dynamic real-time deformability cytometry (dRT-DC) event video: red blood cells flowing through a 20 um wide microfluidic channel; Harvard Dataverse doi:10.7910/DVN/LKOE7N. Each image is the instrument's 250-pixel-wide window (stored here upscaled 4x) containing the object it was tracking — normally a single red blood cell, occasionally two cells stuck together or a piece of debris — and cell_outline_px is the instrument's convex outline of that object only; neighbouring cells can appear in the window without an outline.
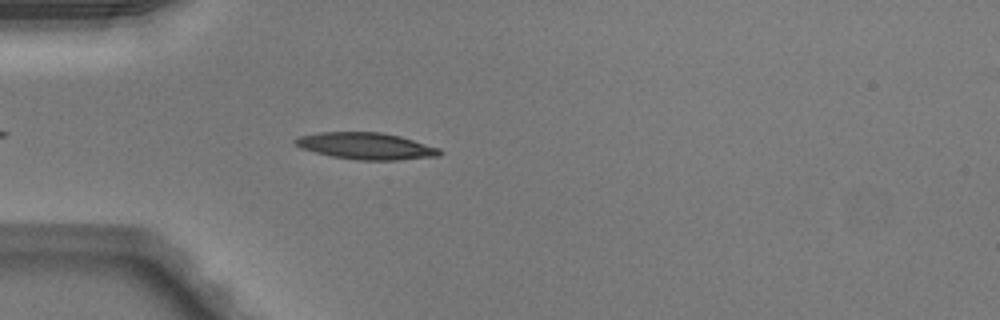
{"species": "Egyptian fruit bat (a non-hibernating species)", "species_latin": "Rousettus aegyptiacus", "temperature_condition": "warm", "stored_images_in_passage": 40, "camera_frame_rate_fps": 3000, "um_per_image_px": 0.085, "animal": {"sex": "male"}, "frame": {"image": 1, "passage_image": 5, "time_ms": 1.333, "image_size_px": [1000, 320], "cell_outline_px": [[444, 152], [440, 156], [396, 160], [356, 160], [332, 156], [300, 148], [292, 144], [292, 140], [300, 136], [320, 132], [380, 132], [400, 136], [440, 148]], "centroid_in_image_um": [31.11, 12.41], "position_along_channel_um": 53.9, "area_um2": 22.6}}
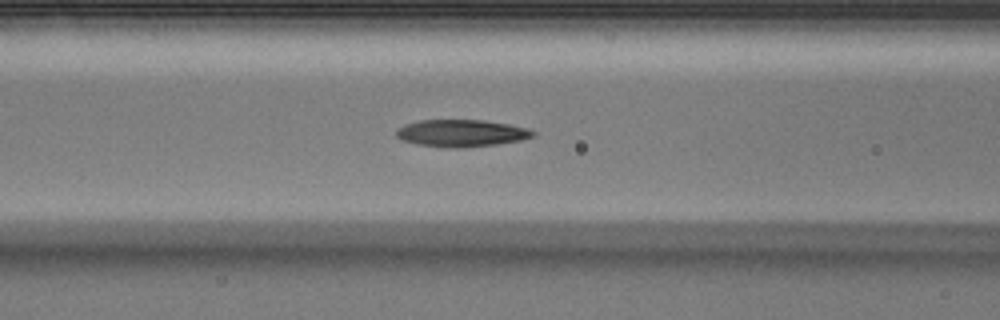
{"frame": {"image": 2, "passage_image": 11, "time_ms": 3.333, "image_size_px": [1000, 320], "cell_outline_px": [[536, 136], [520, 140], [496, 144], [464, 148], [448, 148], [416, 144], [400, 140], [396, 136], [396, 132], [404, 124], [420, 120], [484, 120], [508, 124], [528, 128], [536, 132]], "centroid_in_image_um": [39.22, 11.32], "position_along_channel_um": 127.4, "area_um2": 21.73}}
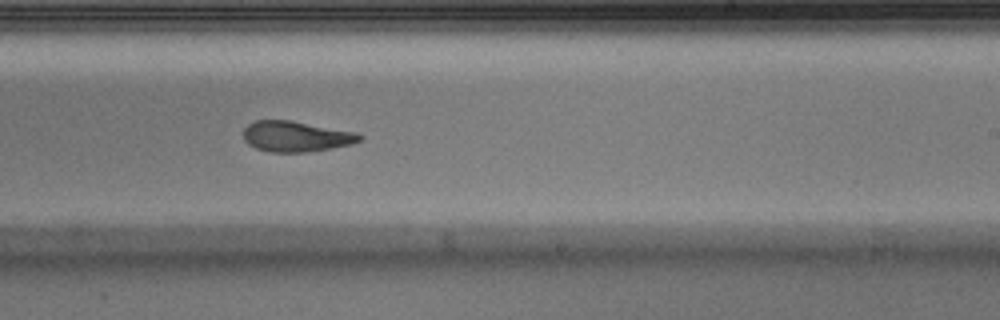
{"frame": {"image": 3, "passage_image": 21, "time_ms": 6.667, "image_size_px": [1000, 320], "cell_outline_px": [[364, 136], [360, 140], [352, 144], [332, 148], [308, 152], [268, 152], [256, 148], [248, 144], [244, 140], [244, 128], [248, 124], [256, 120], [288, 120], [356, 132]], "centroid_in_image_um": [25.15, 11.6], "position_along_channel_um": 263.8, "area_um2": 20.69}, "authors_computed_cell_mechanics": {"area_um2": 21.5016, "velocity_mm_per_s": 4.1006, "shape_relaxation_time_tau1_ms": null, "shape_relaxation_time_tau2_ms": 2.1018, "deformation_change_tau1": null, "deformation_change_tau2": 0.0993}}